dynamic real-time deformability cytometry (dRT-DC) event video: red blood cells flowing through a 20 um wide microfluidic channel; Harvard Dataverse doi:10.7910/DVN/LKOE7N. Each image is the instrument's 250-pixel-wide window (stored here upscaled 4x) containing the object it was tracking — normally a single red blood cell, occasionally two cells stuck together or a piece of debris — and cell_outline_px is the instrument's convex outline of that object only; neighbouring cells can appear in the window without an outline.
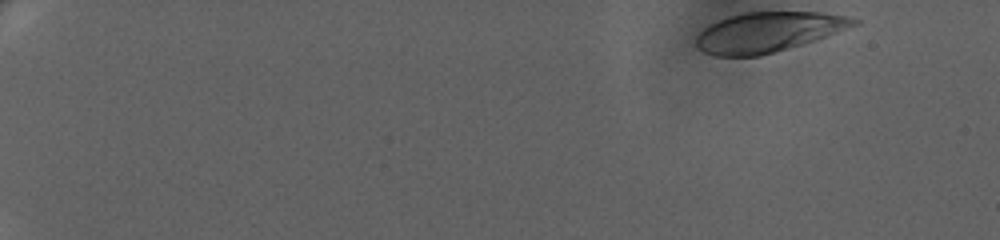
{"species": "human", "species_latin": "Homo sapiens", "temperature_condition": "warm", "stored_images_in_passage": 59, "camera_frame_rate_fps": 3000, "um_per_image_px": 0.085, "donor": {"sex": "female"}, "frame": {"image": 1, "passage_image": 1, "time_ms": 0.0, "image_size_px": [1000, 240], "cell_outline_px": [[860, 24], [816, 40], [804, 44], [776, 52], [760, 56], [716, 56], [704, 52], [696, 44], [696, 36], [708, 24], [744, 12], [820, 12], [848, 16], [860, 20]], "centroid_in_image_um": [65.34, 2.73], "position_along_channel_um": 19.7, "area_um2": 36.76}}
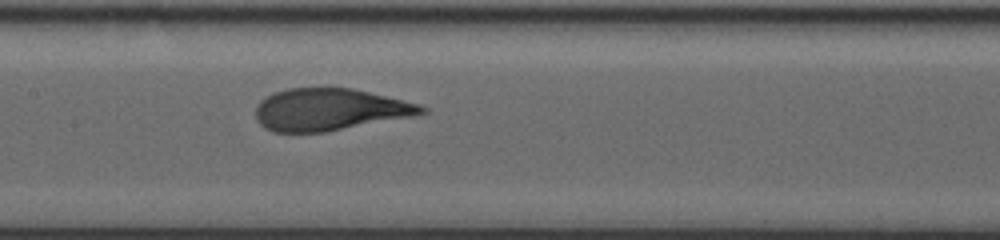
{"frame": {"image": 2, "passage_image": 33, "time_ms": 10.667, "image_size_px": [1000, 240], "cell_outline_px": [[428, 112], [412, 116], [324, 132], [272, 132], [264, 128], [256, 120], [256, 104], [260, 100], [272, 92], [288, 88], [352, 88], [420, 104], [428, 108]], "centroid_in_image_um": [27.98, 9.31], "position_along_channel_um": 179.4, "area_um2": 40.63}}
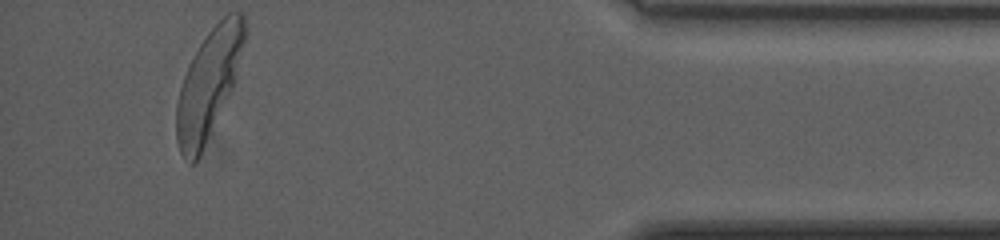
{"frame": {"image": 3, "passage_image": 59, "time_ms": 19.333, "image_size_px": [1000, 240], "cell_outline_px": [[248, 32], [236, 80], [200, 156], [192, 164], [180, 152], [176, 140], [176, 104], [180, 88], [188, 64], [200, 44], [208, 32], [228, 12], [244, 12], [248, 28]], "centroid_in_image_um": [17.78, 7.08], "position_along_channel_um": 417.4, "area_um2": 43.52}, "authors_computed_cell_mechanics": {"area_um2": 40.8068, "velocity_mm_per_s": 3.216, "shape_relaxation_time_tau1_ms": 3.0852, "shape_relaxation_time_tau2_ms": null, "deformation_change_tau1": 0.196, "deformation_change_tau2": null}}